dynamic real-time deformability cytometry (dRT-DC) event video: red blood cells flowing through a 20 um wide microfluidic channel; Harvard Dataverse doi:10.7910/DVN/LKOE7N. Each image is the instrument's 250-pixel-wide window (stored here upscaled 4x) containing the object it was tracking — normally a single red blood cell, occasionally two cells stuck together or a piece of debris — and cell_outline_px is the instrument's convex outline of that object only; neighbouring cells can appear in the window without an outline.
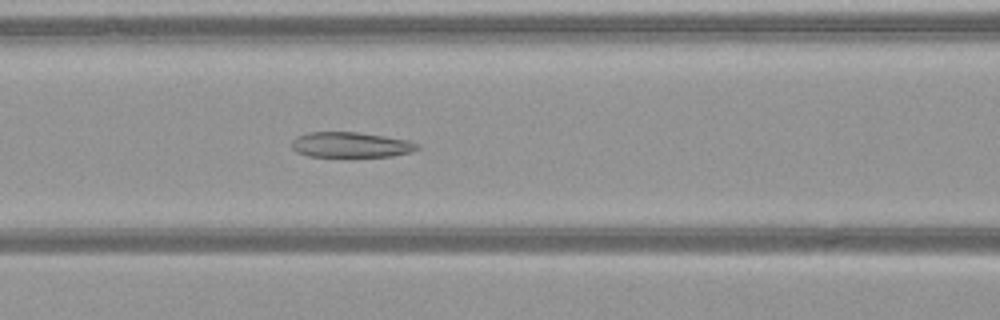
{"species": "common noctule bat (a hibernating species)", "species_latin": "Nyctalus noctula", "temperature_condition": "warm", "stored_images_in_passage": 51, "camera_frame_rate_fps": 3000, "um_per_image_px": 0.085, "animal": {"sex": "female", "body_mass_g": 21.9}, "frame": {"image": 1, "passage_image": 23, "time_ms": 7.333, "image_size_px": [1000, 320], "cell_outline_px": [[420, 148], [412, 152], [392, 156], [352, 160], [308, 156], [296, 152], [292, 148], [292, 140], [296, 136], [308, 132], [356, 132], [384, 136], [408, 140], [420, 144]], "centroid_in_image_um": [29.82, 12.37], "position_along_channel_um": 136.8, "area_um2": 19.77}}
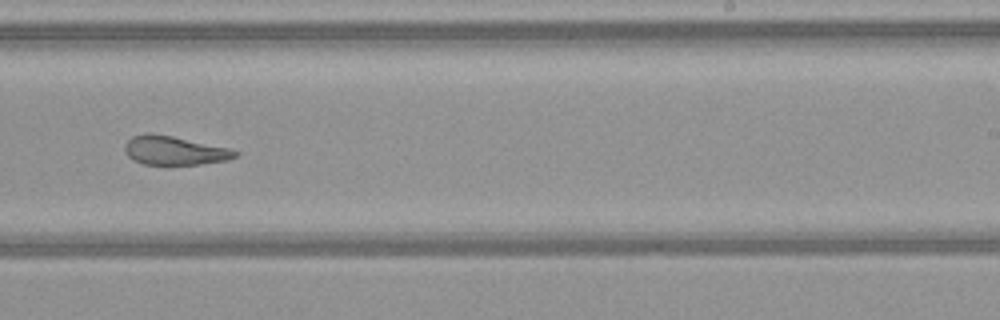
{"frame": {"image": 2, "passage_image": 33, "time_ms": 10.667, "image_size_px": [1000, 320], "cell_outline_px": [[240, 156], [228, 160], [200, 164], [144, 164], [132, 160], [124, 152], [124, 144], [132, 136], [148, 132], [152, 132], [232, 148], [240, 152]], "centroid_in_image_um": [14.85, 12.78], "position_along_channel_um": 274.1, "area_um2": 18.9}}
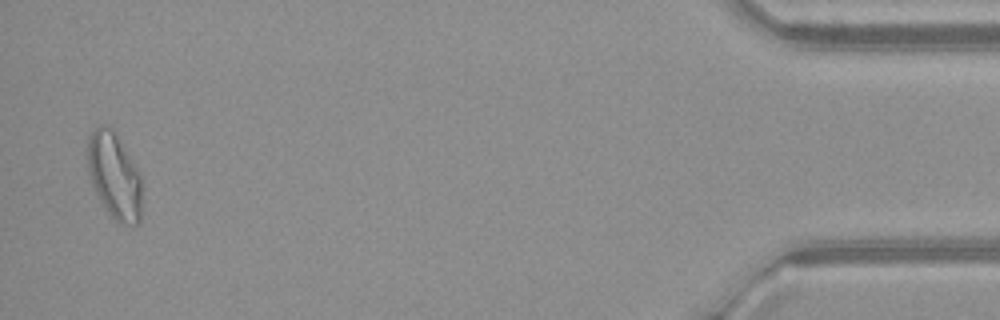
{"frame": {"image": 3, "passage_image": 50, "time_ms": 16.333, "image_size_px": [1000, 320], "cell_outline_px": [[144, 188], [140, 220], [136, 224], [120, 224], [104, 208], [96, 196], [88, 176], [84, 148], [88, 136], [92, 128], [100, 124], [112, 124], [116, 128], [140, 176]], "centroid_in_image_um": [9.68, 14.84], "position_along_channel_um": 425.5, "area_um2": 29.07}, "authors_computed_cell_mechanics": {"area_um2": 23.409, "velocity_mm_per_s": 4.126, "shape_relaxation_time_tau1_ms": 7.3328, "shape_relaxation_time_tau2_ms": 1.4936, "deformation_change_tau1": 0.1942, "deformation_change_tau2": 0.1042}}